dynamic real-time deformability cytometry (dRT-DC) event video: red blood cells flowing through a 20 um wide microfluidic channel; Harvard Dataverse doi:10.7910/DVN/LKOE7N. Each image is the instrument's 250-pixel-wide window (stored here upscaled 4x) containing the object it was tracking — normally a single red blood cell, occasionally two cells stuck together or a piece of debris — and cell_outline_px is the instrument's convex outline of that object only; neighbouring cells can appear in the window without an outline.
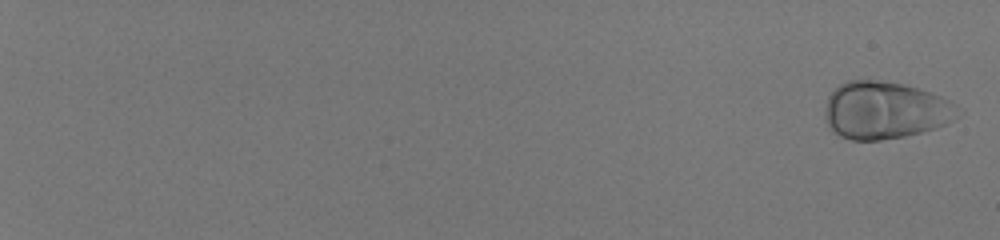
{"species": "human", "species_latin": "Homo sapiens", "temperature_condition": "room temperature", "stored_images_in_passage": 56, "camera_frame_rate_fps": 3000, "um_per_image_px": 0.085, "donor": {"sex": "male"}, "frame": {"image": 1, "passage_image": 2, "time_ms": 0.333, "image_size_px": [1000, 240], "cell_outline_px": [[956, 116], [952, 120], [936, 128], [904, 136], [880, 140], [852, 140], [840, 136], [832, 132], [824, 116], [824, 112], [828, 96], [840, 84], [848, 80], [876, 80], [900, 84], [916, 88], [940, 96], [948, 100], [952, 104]], "centroid_in_image_um": [75.13, 9.38], "position_along_channel_um": 9.9, "area_um2": 43.75}}
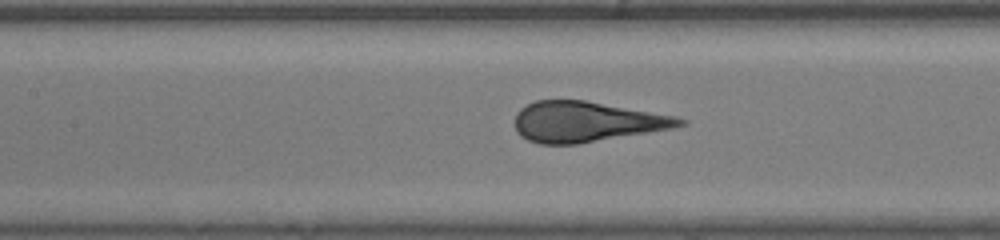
{"frame": {"image": 2, "passage_image": 33, "time_ms": 10.667, "image_size_px": [1000, 240], "cell_outline_px": [[688, 124], [672, 128], [576, 144], [540, 144], [528, 140], [520, 136], [516, 132], [516, 112], [520, 108], [536, 100], [584, 100], [672, 116], [688, 120]], "centroid_in_image_um": [49.79, 10.35], "position_along_channel_um": 157.6, "area_um2": 38.32}}
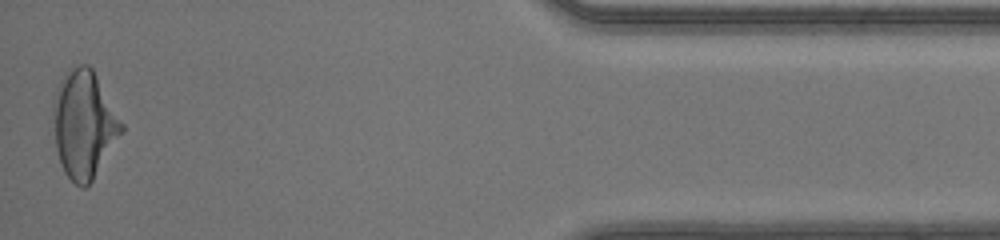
{"frame": {"image": 3, "passage_image": 56, "time_ms": 18.333, "image_size_px": [1000, 240], "cell_outline_px": [[124, 128], [92, 180], [84, 188], [80, 188], [64, 172], [56, 148], [52, 112], [52, 100], [56, 88], [60, 80], [68, 68], [80, 64], [88, 64], [92, 68], [124, 124]], "centroid_in_image_um": [7.11, 10.52], "position_along_channel_um": 428.1, "area_um2": 42.54}}